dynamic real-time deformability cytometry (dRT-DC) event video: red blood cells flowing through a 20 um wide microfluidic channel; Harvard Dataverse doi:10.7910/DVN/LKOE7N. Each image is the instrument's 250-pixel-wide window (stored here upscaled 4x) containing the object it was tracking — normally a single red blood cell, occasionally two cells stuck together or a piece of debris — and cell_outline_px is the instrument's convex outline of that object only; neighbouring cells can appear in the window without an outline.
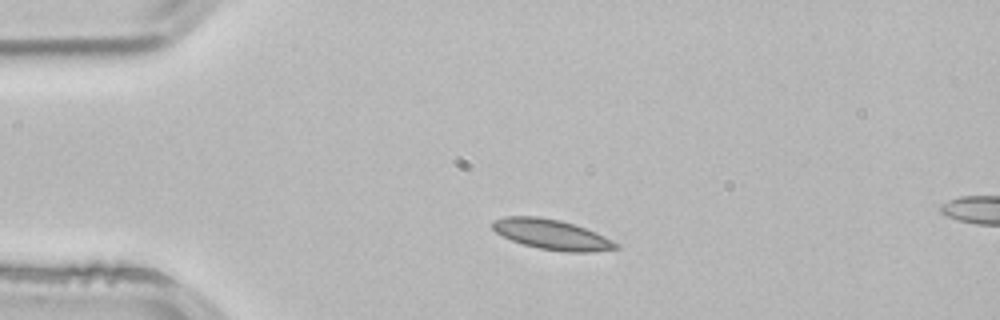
{"species": "common noctule bat (a hibernating species)", "species_latin": "Nyctalus noctula", "temperature_condition": "room temperature", "stored_images_in_passage": 2, "camera_frame_rate_fps": 3000, "um_per_image_px": 0.085, "animal": {"sex": "male", "body_mass_g": 21.5, "forearm_length_mm": 52.0}, "frame": {"image": 1, "passage_image": 1, "time_ms": 0.0, "image_size_px": [1000, 320], "cell_outline_px": [[620, 248], [588, 252], [564, 252], [540, 248], [524, 244], [512, 240], [496, 232], [492, 228], [492, 220], [504, 216], [536, 216], [560, 220], [596, 232], [620, 244]], "centroid_in_image_um": [46.9, 19.93], "position_along_channel_um": 38.1, "area_um2": 21.5}}